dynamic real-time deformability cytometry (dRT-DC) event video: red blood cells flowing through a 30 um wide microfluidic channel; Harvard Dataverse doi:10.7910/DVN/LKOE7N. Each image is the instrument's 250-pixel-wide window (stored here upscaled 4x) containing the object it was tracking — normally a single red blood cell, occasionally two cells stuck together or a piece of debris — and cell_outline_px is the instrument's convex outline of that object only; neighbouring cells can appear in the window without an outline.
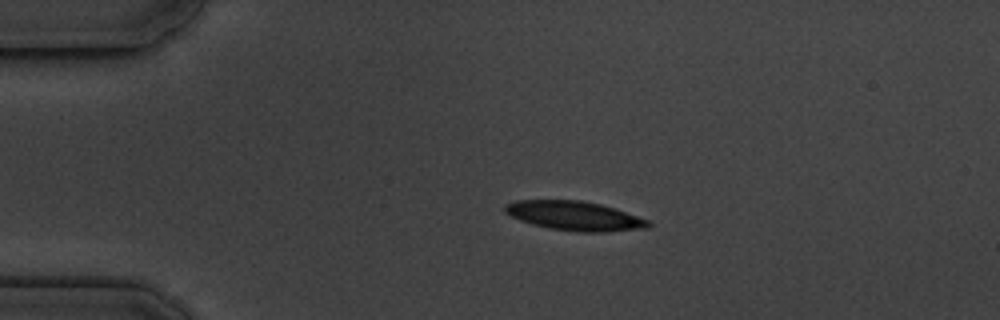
{"species": "common noctule bat (a hibernating species)", "species_latin": "Nyctalus noctula", "temperature_condition": "cold", "stored_images_in_passage": 3, "camera_frame_rate_fps": 3000, "um_per_image_px": 0.085, "animal": {"sex": "male", "body_mass_g": 19.5, "forearm_length_mm": 54.6}, "frame": {"image": 1, "passage_image": 2, "time_ms": 2.0, "image_size_px": [1000, 320], "cell_outline_px": [[652, 224], [648, 228], [604, 232], [580, 232], [548, 228], [532, 224], [520, 220], [504, 212], [504, 204], [516, 200], [580, 200], [600, 204], [616, 208], [648, 220]], "centroid_in_image_um": [48.84, 18.34], "position_along_channel_um": 36.2, "area_um2": 24.51}}